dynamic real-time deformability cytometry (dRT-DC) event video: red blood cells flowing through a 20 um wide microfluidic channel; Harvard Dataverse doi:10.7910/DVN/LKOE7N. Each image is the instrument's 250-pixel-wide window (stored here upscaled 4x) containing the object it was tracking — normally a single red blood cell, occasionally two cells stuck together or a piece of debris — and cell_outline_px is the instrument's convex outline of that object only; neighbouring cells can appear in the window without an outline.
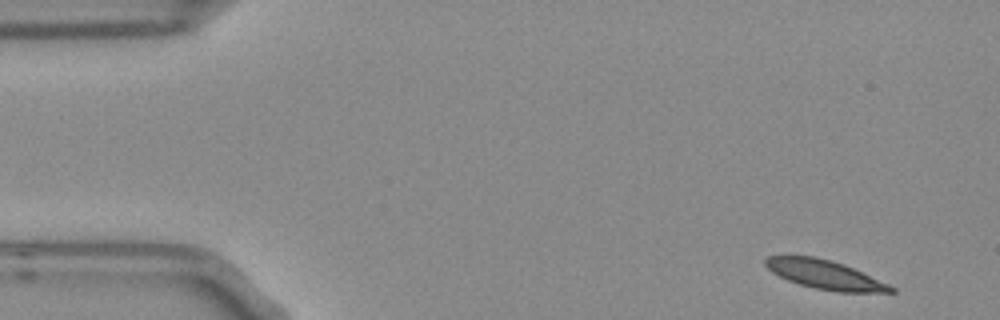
{"species": "Egyptian fruit bat (a non-hibernating species)", "species_latin": "Rousettus aegyptiacus", "temperature_condition": "room temperature", "stored_images_in_passage": 5, "segment_of_instrument_passage": [1, 2], "camera_frame_rate_fps": 3000, "um_per_image_px": 0.085, "frame": {"image": 1, "passage_image": 1, "time_ms": 0.0, "image_size_px": [1000, 320], "cell_outline_px": [[896, 292], [836, 292], [816, 288], [800, 284], [788, 280], [772, 272], [764, 264], [764, 260], [768, 256], [816, 256], [844, 264], [888, 284], [896, 288]], "centroid_in_image_um": [70.11, 23.34], "position_along_channel_um": 14.9, "area_um2": 20.92}}
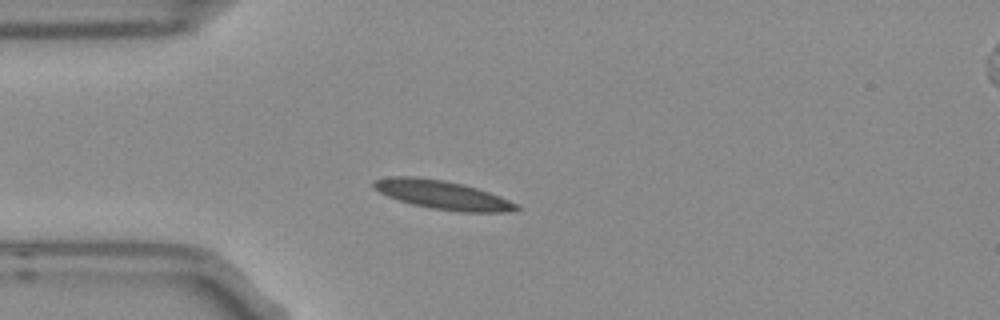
{"frame": {"image": 2, "passage_image": 4, "time_ms": 1.0, "image_size_px": [1000, 320], "cell_outline_px": [[520, 208], [504, 212], [460, 212], [432, 208], [412, 204], [388, 196], [372, 188], [372, 180], [388, 176], [416, 176], [444, 180], [464, 184], [500, 196], [520, 204]], "centroid_in_image_um": [37.59, 16.55], "position_along_channel_um": 47.4, "area_um2": 23.99}}